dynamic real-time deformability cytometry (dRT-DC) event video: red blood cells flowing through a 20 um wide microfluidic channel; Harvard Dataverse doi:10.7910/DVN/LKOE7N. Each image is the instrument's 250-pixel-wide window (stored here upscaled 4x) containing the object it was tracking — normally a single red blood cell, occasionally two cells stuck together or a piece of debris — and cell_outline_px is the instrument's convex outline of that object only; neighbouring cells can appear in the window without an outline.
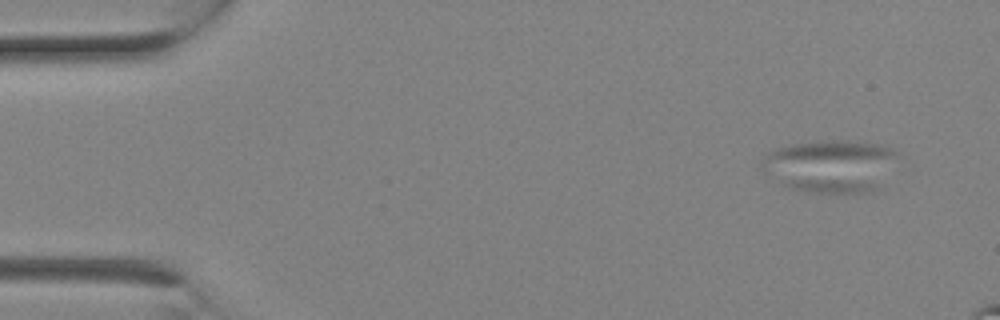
{"species": "Egyptian fruit bat (a non-hibernating species)", "species_latin": "Rousettus aegyptiacus", "temperature_condition": "room temperature", "stored_images_in_passage": 3, "camera_frame_rate_fps": 3000, "um_per_image_px": 0.085, "animal": {"sex": "female"}, "frame": {"image": 1, "passage_image": 1, "time_ms": 0.0, "image_size_px": [1000, 320], "cell_outline_px": [[900, 156], [876, 188], [872, 192], [804, 192], [788, 188], [764, 172], [760, 168], [760, 164], [764, 156], [768, 152], [776, 148], [796, 144], [832, 140], [848, 140], [876, 144], [892, 148], [900, 152]], "centroid_in_image_um": [70.58, 14.1], "position_along_channel_um": 14.4, "area_um2": 41.5}}